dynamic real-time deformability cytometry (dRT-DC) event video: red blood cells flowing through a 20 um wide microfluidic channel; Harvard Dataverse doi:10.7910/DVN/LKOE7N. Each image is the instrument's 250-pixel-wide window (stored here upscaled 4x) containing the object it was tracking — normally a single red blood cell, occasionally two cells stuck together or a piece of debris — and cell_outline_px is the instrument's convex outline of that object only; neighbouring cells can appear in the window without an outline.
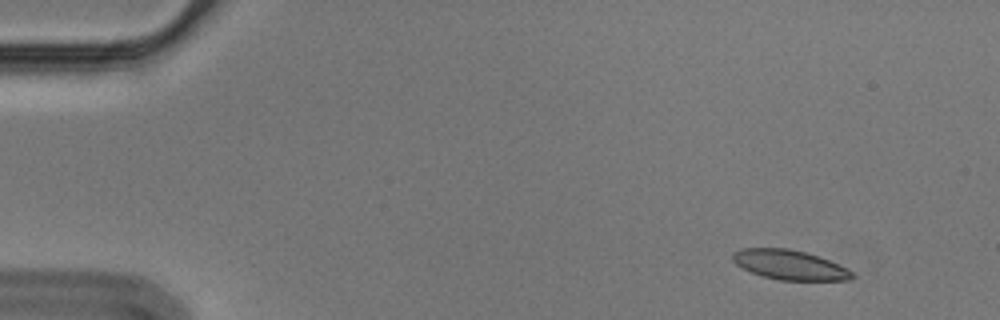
{"species": "Egyptian fruit bat (a non-hibernating species)", "species_latin": "Rousettus aegyptiacus", "temperature_condition": "cold", "stored_images_in_passage": 53, "camera_frame_rate_fps": 3000, "um_per_image_px": 0.085, "animal": {"sex": "male"}, "frame": {"image": 1, "passage_image": 1, "time_ms": 0.0, "image_size_px": [1000, 320], "cell_outline_px": [[856, 276], [848, 280], [780, 280], [764, 276], [752, 272], [736, 264], [732, 260], [732, 252], [740, 248], [788, 248], [820, 256], [848, 268]], "centroid_in_image_um": [67.13, 22.5], "position_along_channel_um": 17.9, "area_um2": 20.63}}
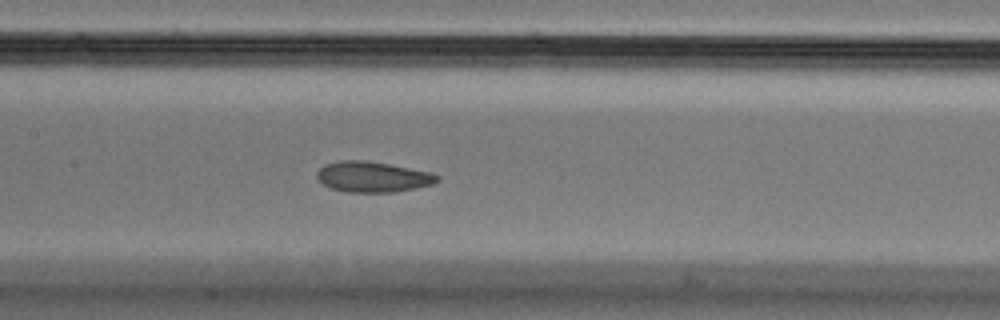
{"frame": {"image": 2, "passage_image": 23, "time_ms": 7.333, "image_size_px": [1000, 320], "cell_outline_px": [[440, 180], [432, 184], [392, 192], [348, 192], [332, 188], [324, 184], [316, 176], [316, 172], [324, 164], [340, 160], [368, 160], [428, 172], [440, 176]], "centroid_in_image_um": [31.64, 15.02], "position_along_channel_um": 175.8, "area_um2": 21.15}}
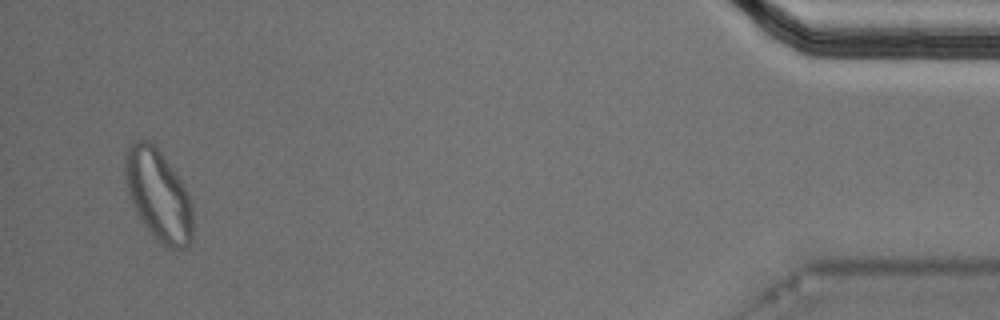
{"frame": {"image": 3, "passage_image": 50, "time_ms": 16.333, "image_size_px": [1000, 320], "cell_outline_px": [[192, 244], [188, 248], [168, 248], [156, 240], [152, 236], [136, 212], [128, 192], [124, 172], [124, 156], [132, 140], [148, 140], [160, 152], [184, 184], [188, 192], [192, 204]], "centroid_in_image_um": [13.47, 16.6], "position_along_channel_um": 421.7, "area_um2": 36.13}, "authors_computed_cell_mechanics": {"area_um2": 21.675, "velocity_mm_per_s": 3.5541, "shape_relaxation_time_tau1_ms": null, "shape_relaxation_time_tau2_ms": 2.0341, "deformation_change_tau1": null, "deformation_change_tau2": 0.0681}}